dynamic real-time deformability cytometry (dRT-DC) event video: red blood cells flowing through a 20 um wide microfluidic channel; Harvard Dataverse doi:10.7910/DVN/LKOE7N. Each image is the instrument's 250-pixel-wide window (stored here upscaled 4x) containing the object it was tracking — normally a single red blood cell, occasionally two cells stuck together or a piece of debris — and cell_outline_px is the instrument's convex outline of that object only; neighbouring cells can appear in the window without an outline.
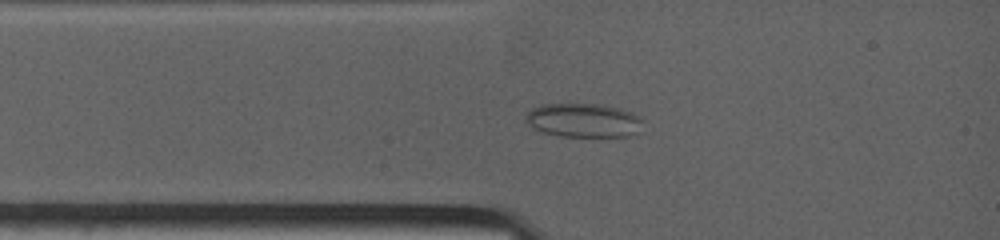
{"species": "common noctule bat (a hibernating species)", "species_latin": "Nyctalus noctula", "temperature_condition": "warm", "stored_images_in_passage": 6, "camera_frame_rate_fps": 4500, "um_per_image_px": 0.085, "animal": {"sex": "female", "body_mass_g": 19.0, "forearm_length_mm": 53.3}, "frame": {"image": 1, "passage_image": 3, "time_ms": 1.556, "image_size_px": [1000, 240], "cell_outline_px": [[640, 132], [628, 136], [560, 136], [544, 132], [528, 124], [524, 120], [524, 116], [532, 108], [544, 104], [600, 104], [620, 108], [632, 112], [640, 120]], "centroid_in_image_um": [49.57, 10.22], "position_along_channel_um": 35.4, "area_um2": 22.95}}
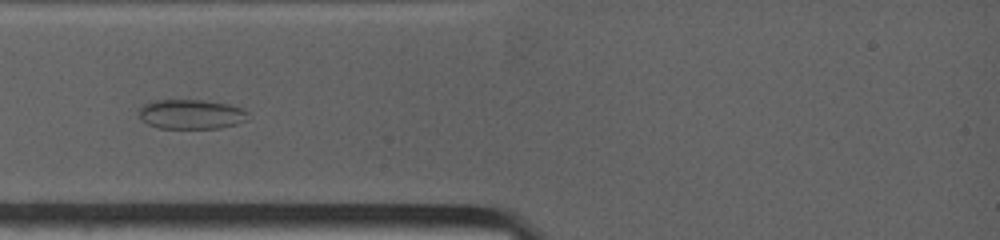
{"frame": {"image": 2, "passage_image": 4, "time_ms": 2.444, "image_size_px": [1000, 240], "cell_outline_px": [[248, 120], [236, 124], [220, 128], [160, 128], [148, 124], [140, 120], [140, 108], [144, 104], [156, 100], [204, 100], [228, 104], [240, 108], [248, 112]], "centroid_in_image_um": [16.26, 9.71], "position_along_channel_um": 68.7, "area_um2": 18.79}}
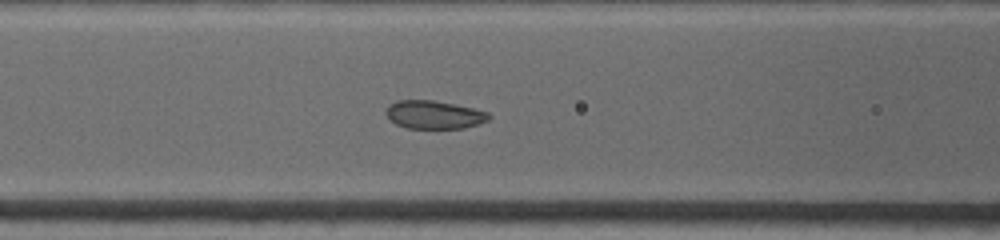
{"frame": {"image": 3, "passage_image": 6, "time_ms": 4.0, "image_size_px": [1000, 240], "cell_outline_px": [[492, 116], [488, 120], [480, 124], [464, 128], [408, 128], [396, 124], [388, 120], [384, 112], [388, 104], [396, 100], [432, 100], [472, 108], [488, 112]], "centroid_in_image_um": [36.85, 9.75], "position_along_channel_um": 129.7, "area_um2": 17.05}}